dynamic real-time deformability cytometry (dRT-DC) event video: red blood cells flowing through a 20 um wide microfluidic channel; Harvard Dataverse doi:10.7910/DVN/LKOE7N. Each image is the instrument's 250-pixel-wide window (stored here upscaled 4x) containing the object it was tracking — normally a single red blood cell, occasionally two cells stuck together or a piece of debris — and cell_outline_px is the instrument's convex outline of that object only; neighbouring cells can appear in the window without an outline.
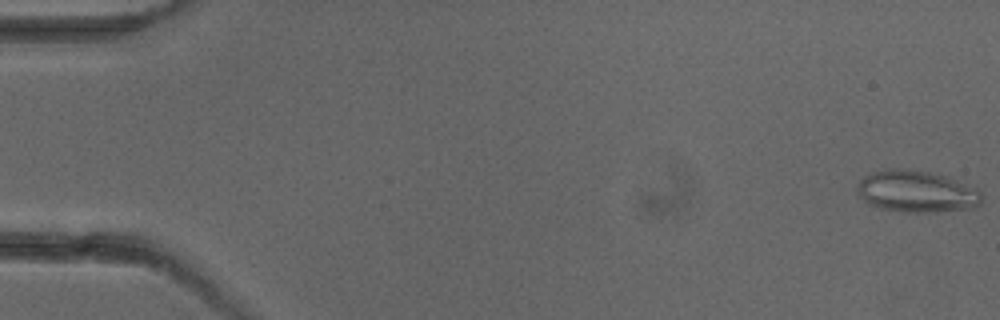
{"species": "common noctule bat (a hibernating species)", "species_latin": "Nyctalus noctula", "temperature_condition": "cold", "stored_images_in_passage": 4, "camera_frame_rate_fps": 3000, "um_per_image_px": 0.085, "animal": {"sex": "female"}, "frame": {"image": 1, "passage_image": 1, "time_ms": 0.0, "image_size_px": [1000, 320], "cell_outline_px": [[980, 204], [972, 208], [936, 212], [908, 212], [880, 208], [868, 204], [860, 196], [856, 188], [856, 184], [864, 176], [872, 172], [884, 168], [900, 168], [928, 172], [948, 176], [976, 188], [980, 192]], "centroid_in_image_um": [77.87, 16.26], "position_along_channel_um": 7.1, "area_um2": 30.4}}